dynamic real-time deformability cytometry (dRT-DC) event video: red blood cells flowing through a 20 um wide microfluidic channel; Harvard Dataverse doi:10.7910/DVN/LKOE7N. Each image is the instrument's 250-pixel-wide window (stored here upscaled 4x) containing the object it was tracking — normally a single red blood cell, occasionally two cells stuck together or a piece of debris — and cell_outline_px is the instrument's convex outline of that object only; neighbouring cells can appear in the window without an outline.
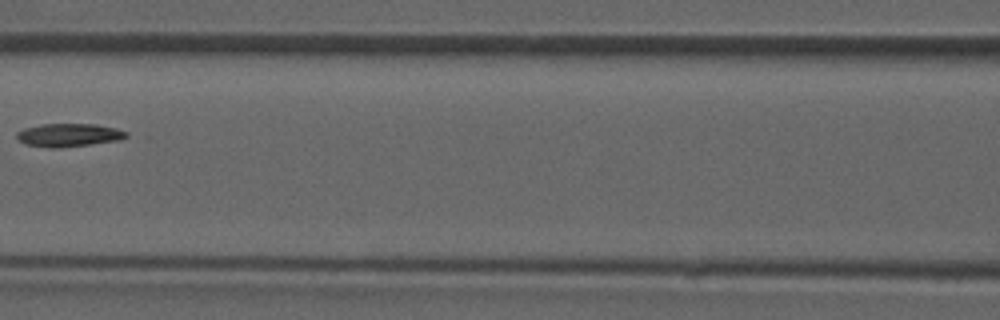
{"species": "common noctule bat (a hibernating species)", "species_latin": "Nyctalus noctula", "temperature_condition": "room temperature", "stored_images_in_passage": 7, "camera_frame_rate_fps": 3000, "um_per_image_px": 0.085, "animal": {"sex": "male", "forearm_length_mm": 52.5}, "frame": {"image": 1, "passage_image": 6, "time_ms": 6.667, "image_size_px": [1000, 320], "cell_outline_px": [[128, 136], [120, 140], [60, 148], [52, 148], [28, 144], [20, 140], [16, 136], [16, 132], [24, 128], [40, 124], [96, 124], [116, 128], [128, 132]], "centroid_in_image_um": [5.87, 11.47], "position_along_channel_um": 160.7, "area_um2": 14.74}}